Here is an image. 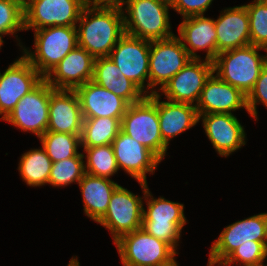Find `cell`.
<instances>
[{
  "label": "cell",
  "instance_id": "6da1fadb",
  "mask_svg": "<svg viewBox=\"0 0 267 266\" xmlns=\"http://www.w3.org/2000/svg\"><path fill=\"white\" fill-rule=\"evenodd\" d=\"M78 46L94 58L108 57L125 34L123 13L119 4L88 2L77 23Z\"/></svg>",
  "mask_w": 267,
  "mask_h": 266
},
{
  "label": "cell",
  "instance_id": "7a4b0ae2",
  "mask_svg": "<svg viewBox=\"0 0 267 266\" xmlns=\"http://www.w3.org/2000/svg\"><path fill=\"white\" fill-rule=\"evenodd\" d=\"M120 7L126 34L149 41L175 35L170 24V0H124Z\"/></svg>",
  "mask_w": 267,
  "mask_h": 266
},
{
  "label": "cell",
  "instance_id": "3957f363",
  "mask_svg": "<svg viewBox=\"0 0 267 266\" xmlns=\"http://www.w3.org/2000/svg\"><path fill=\"white\" fill-rule=\"evenodd\" d=\"M261 50L250 44L221 52L213 61V72L247 96L265 66Z\"/></svg>",
  "mask_w": 267,
  "mask_h": 266
},
{
  "label": "cell",
  "instance_id": "277c9868",
  "mask_svg": "<svg viewBox=\"0 0 267 266\" xmlns=\"http://www.w3.org/2000/svg\"><path fill=\"white\" fill-rule=\"evenodd\" d=\"M34 31L32 51L20 48L22 55L45 77L71 50L78 46L76 26H53ZM29 49V50H28Z\"/></svg>",
  "mask_w": 267,
  "mask_h": 266
},
{
  "label": "cell",
  "instance_id": "5b68a950",
  "mask_svg": "<svg viewBox=\"0 0 267 266\" xmlns=\"http://www.w3.org/2000/svg\"><path fill=\"white\" fill-rule=\"evenodd\" d=\"M121 130L151 150L161 161L168 146L163 142L157 112V93L129 104L121 120Z\"/></svg>",
  "mask_w": 267,
  "mask_h": 266
},
{
  "label": "cell",
  "instance_id": "8992f818",
  "mask_svg": "<svg viewBox=\"0 0 267 266\" xmlns=\"http://www.w3.org/2000/svg\"><path fill=\"white\" fill-rule=\"evenodd\" d=\"M142 228L150 235L178 249L182 229L187 224L183 203L170 201L163 196L154 198L146 183Z\"/></svg>",
  "mask_w": 267,
  "mask_h": 266
},
{
  "label": "cell",
  "instance_id": "52a82bcc",
  "mask_svg": "<svg viewBox=\"0 0 267 266\" xmlns=\"http://www.w3.org/2000/svg\"><path fill=\"white\" fill-rule=\"evenodd\" d=\"M123 266H176L177 251L143 228L121 236L114 242Z\"/></svg>",
  "mask_w": 267,
  "mask_h": 266
},
{
  "label": "cell",
  "instance_id": "ba28073f",
  "mask_svg": "<svg viewBox=\"0 0 267 266\" xmlns=\"http://www.w3.org/2000/svg\"><path fill=\"white\" fill-rule=\"evenodd\" d=\"M138 183L143 190L142 197L119 185L112 193L105 215L97 222L110 231L113 243L142 228L146 183Z\"/></svg>",
  "mask_w": 267,
  "mask_h": 266
},
{
  "label": "cell",
  "instance_id": "9c48e42d",
  "mask_svg": "<svg viewBox=\"0 0 267 266\" xmlns=\"http://www.w3.org/2000/svg\"><path fill=\"white\" fill-rule=\"evenodd\" d=\"M191 59L177 35L150 41L149 95L159 92Z\"/></svg>",
  "mask_w": 267,
  "mask_h": 266
},
{
  "label": "cell",
  "instance_id": "30bf717a",
  "mask_svg": "<svg viewBox=\"0 0 267 266\" xmlns=\"http://www.w3.org/2000/svg\"><path fill=\"white\" fill-rule=\"evenodd\" d=\"M54 90L44 79L35 89L18 101L3 121L40 138L47 131L50 94Z\"/></svg>",
  "mask_w": 267,
  "mask_h": 266
},
{
  "label": "cell",
  "instance_id": "8fae6325",
  "mask_svg": "<svg viewBox=\"0 0 267 266\" xmlns=\"http://www.w3.org/2000/svg\"><path fill=\"white\" fill-rule=\"evenodd\" d=\"M87 0H29L24 6L25 31L53 26H77Z\"/></svg>",
  "mask_w": 267,
  "mask_h": 266
},
{
  "label": "cell",
  "instance_id": "7c38bea8",
  "mask_svg": "<svg viewBox=\"0 0 267 266\" xmlns=\"http://www.w3.org/2000/svg\"><path fill=\"white\" fill-rule=\"evenodd\" d=\"M149 55V40L125 33L108 57L124 76L133 81L146 95H149Z\"/></svg>",
  "mask_w": 267,
  "mask_h": 266
},
{
  "label": "cell",
  "instance_id": "4fadbf2b",
  "mask_svg": "<svg viewBox=\"0 0 267 266\" xmlns=\"http://www.w3.org/2000/svg\"><path fill=\"white\" fill-rule=\"evenodd\" d=\"M267 242V213H260L227 225L212 242L208 264L218 266L246 241Z\"/></svg>",
  "mask_w": 267,
  "mask_h": 266
},
{
  "label": "cell",
  "instance_id": "5bb4252c",
  "mask_svg": "<svg viewBox=\"0 0 267 266\" xmlns=\"http://www.w3.org/2000/svg\"><path fill=\"white\" fill-rule=\"evenodd\" d=\"M44 77L23 56L0 71V120H4L18 101L35 89Z\"/></svg>",
  "mask_w": 267,
  "mask_h": 266
},
{
  "label": "cell",
  "instance_id": "9a60e30c",
  "mask_svg": "<svg viewBox=\"0 0 267 266\" xmlns=\"http://www.w3.org/2000/svg\"><path fill=\"white\" fill-rule=\"evenodd\" d=\"M212 73L213 62L191 59L157 93L164 95L167 100L196 106L204 84Z\"/></svg>",
  "mask_w": 267,
  "mask_h": 266
},
{
  "label": "cell",
  "instance_id": "2e32d148",
  "mask_svg": "<svg viewBox=\"0 0 267 266\" xmlns=\"http://www.w3.org/2000/svg\"><path fill=\"white\" fill-rule=\"evenodd\" d=\"M114 155L120 169L137 182H147V173L153 174L161 160L147 147L122 130L112 142Z\"/></svg>",
  "mask_w": 267,
  "mask_h": 266
},
{
  "label": "cell",
  "instance_id": "e0dca14e",
  "mask_svg": "<svg viewBox=\"0 0 267 266\" xmlns=\"http://www.w3.org/2000/svg\"><path fill=\"white\" fill-rule=\"evenodd\" d=\"M200 120L206 136L220 157H228L246 145L245 128L234 114H204L199 115Z\"/></svg>",
  "mask_w": 267,
  "mask_h": 266
},
{
  "label": "cell",
  "instance_id": "ac0fdd59",
  "mask_svg": "<svg viewBox=\"0 0 267 266\" xmlns=\"http://www.w3.org/2000/svg\"><path fill=\"white\" fill-rule=\"evenodd\" d=\"M95 58L84 48L71 50L44 79L57 90H75L93 78Z\"/></svg>",
  "mask_w": 267,
  "mask_h": 266
},
{
  "label": "cell",
  "instance_id": "d6986e66",
  "mask_svg": "<svg viewBox=\"0 0 267 266\" xmlns=\"http://www.w3.org/2000/svg\"><path fill=\"white\" fill-rule=\"evenodd\" d=\"M198 115L234 114L238 109H246V95L229 83L221 80L214 72L206 80L196 104Z\"/></svg>",
  "mask_w": 267,
  "mask_h": 266
},
{
  "label": "cell",
  "instance_id": "ffe728a7",
  "mask_svg": "<svg viewBox=\"0 0 267 266\" xmlns=\"http://www.w3.org/2000/svg\"><path fill=\"white\" fill-rule=\"evenodd\" d=\"M178 37L192 59H201L197 51H206L205 60L213 62L217 56L216 29L214 18L204 15L182 19L178 26Z\"/></svg>",
  "mask_w": 267,
  "mask_h": 266
},
{
  "label": "cell",
  "instance_id": "44dd1931",
  "mask_svg": "<svg viewBox=\"0 0 267 266\" xmlns=\"http://www.w3.org/2000/svg\"><path fill=\"white\" fill-rule=\"evenodd\" d=\"M79 98L83 119L122 118L129 103L122 97L96 84L92 80L74 90Z\"/></svg>",
  "mask_w": 267,
  "mask_h": 266
},
{
  "label": "cell",
  "instance_id": "7402d4cb",
  "mask_svg": "<svg viewBox=\"0 0 267 266\" xmlns=\"http://www.w3.org/2000/svg\"><path fill=\"white\" fill-rule=\"evenodd\" d=\"M217 55L221 52L250 45L249 16L245 5L225 8L214 19Z\"/></svg>",
  "mask_w": 267,
  "mask_h": 266
},
{
  "label": "cell",
  "instance_id": "603a6c76",
  "mask_svg": "<svg viewBox=\"0 0 267 266\" xmlns=\"http://www.w3.org/2000/svg\"><path fill=\"white\" fill-rule=\"evenodd\" d=\"M47 131L81 134L83 115L74 90H57L50 94Z\"/></svg>",
  "mask_w": 267,
  "mask_h": 266
},
{
  "label": "cell",
  "instance_id": "cb8c5ba5",
  "mask_svg": "<svg viewBox=\"0 0 267 266\" xmlns=\"http://www.w3.org/2000/svg\"><path fill=\"white\" fill-rule=\"evenodd\" d=\"M157 93V112L163 142L168 146L170 141L199 123L195 105L170 100L160 101Z\"/></svg>",
  "mask_w": 267,
  "mask_h": 266
},
{
  "label": "cell",
  "instance_id": "d4e9b609",
  "mask_svg": "<svg viewBox=\"0 0 267 266\" xmlns=\"http://www.w3.org/2000/svg\"><path fill=\"white\" fill-rule=\"evenodd\" d=\"M92 81L122 97L129 104L137 103L146 96L133 81L122 74L109 57L95 58Z\"/></svg>",
  "mask_w": 267,
  "mask_h": 266
},
{
  "label": "cell",
  "instance_id": "484cf974",
  "mask_svg": "<svg viewBox=\"0 0 267 266\" xmlns=\"http://www.w3.org/2000/svg\"><path fill=\"white\" fill-rule=\"evenodd\" d=\"M78 185L83 198L84 215L97 223L105 215L112 193L119 184L85 173Z\"/></svg>",
  "mask_w": 267,
  "mask_h": 266
},
{
  "label": "cell",
  "instance_id": "4316f807",
  "mask_svg": "<svg viewBox=\"0 0 267 266\" xmlns=\"http://www.w3.org/2000/svg\"><path fill=\"white\" fill-rule=\"evenodd\" d=\"M52 161L41 146L20 156L18 163L19 174L28 186L40 187L48 184Z\"/></svg>",
  "mask_w": 267,
  "mask_h": 266
},
{
  "label": "cell",
  "instance_id": "83f0119b",
  "mask_svg": "<svg viewBox=\"0 0 267 266\" xmlns=\"http://www.w3.org/2000/svg\"><path fill=\"white\" fill-rule=\"evenodd\" d=\"M122 118L98 117L83 120L81 147L112 144L121 130Z\"/></svg>",
  "mask_w": 267,
  "mask_h": 266
},
{
  "label": "cell",
  "instance_id": "f1b7e54d",
  "mask_svg": "<svg viewBox=\"0 0 267 266\" xmlns=\"http://www.w3.org/2000/svg\"><path fill=\"white\" fill-rule=\"evenodd\" d=\"M39 140L52 163L83 154V151H78L81 148V134L46 131Z\"/></svg>",
  "mask_w": 267,
  "mask_h": 266
},
{
  "label": "cell",
  "instance_id": "f546056e",
  "mask_svg": "<svg viewBox=\"0 0 267 266\" xmlns=\"http://www.w3.org/2000/svg\"><path fill=\"white\" fill-rule=\"evenodd\" d=\"M81 148L84 149L83 156L86 159L84 160L85 173L108 179L118 173L119 167L112 144Z\"/></svg>",
  "mask_w": 267,
  "mask_h": 266
},
{
  "label": "cell",
  "instance_id": "4dcf8cb0",
  "mask_svg": "<svg viewBox=\"0 0 267 266\" xmlns=\"http://www.w3.org/2000/svg\"><path fill=\"white\" fill-rule=\"evenodd\" d=\"M83 154L52 163L48 184L53 187H66L79 183L85 174Z\"/></svg>",
  "mask_w": 267,
  "mask_h": 266
},
{
  "label": "cell",
  "instance_id": "1f68e13d",
  "mask_svg": "<svg viewBox=\"0 0 267 266\" xmlns=\"http://www.w3.org/2000/svg\"><path fill=\"white\" fill-rule=\"evenodd\" d=\"M267 242L246 241L233 250L218 266H265Z\"/></svg>",
  "mask_w": 267,
  "mask_h": 266
},
{
  "label": "cell",
  "instance_id": "d6a6232c",
  "mask_svg": "<svg viewBox=\"0 0 267 266\" xmlns=\"http://www.w3.org/2000/svg\"><path fill=\"white\" fill-rule=\"evenodd\" d=\"M24 6L15 0H0V38L4 35L15 36L18 46L23 47L16 35L24 31Z\"/></svg>",
  "mask_w": 267,
  "mask_h": 266
},
{
  "label": "cell",
  "instance_id": "836d02e7",
  "mask_svg": "<svg viewBox=\"0 0 267 266\" xmlns=\"http://www.w3.org/2000/svg\"><path fill=\"white\" fill-rule=\"evenodd\" d=\"M245 6L249 16L250 43L263 47L267 44V0H253Z\"/></svg>",
  "mask_w": 267,
  "mask_h": 266
},
{
  "label": "cell",
  "instance_id": "e575fe53",
  "mask_svg": "<svg viewBox=\"0 0 267 266\" xmlns=\"http://www.w3.org/2000/svg\"><path fill=\"white\" fill-rule=\"evenodd\" d=\"M246 102L248 114L257 121V105L263 104L267 109V66H264L253 89L246 96Z\"/></svg>",
  "mask_w": 267,
  "mask_h": 266
},
{
  "label": "cell",
  "instance_id": "d590c367",
  "mask_svg": "<svg viewBox=\"0 0 267 266\" xmlns=\"http://www.w3.org/2000/svg\"><path fill=\"white\" fill-rule=\"evenodd\" d=\"M213 0H170L171 9L181 15L182 19L190 16L204 15Z\"/></svg>",
  "mask_w": 267,
  "mask_h": 266
},
{
  "label": "cell",
  "instance_id": "8d00e7d4",
  "mask_svg": "<svg viewBox=\"0 0 267 266\" xmlns=\"http://www.w3.org/2000/svg\"><path fill=\"white\" fill-rule=\"evenodd\" d=\"M90 3L96 4H119L122 3L124 0H87Z\"/></svg>",
  "mask_w": 267,
  "mask_h": 266
},
{
  "label": "cell",
  "instance_id": "74e56055",
  "mask_svg": "<svg viewBox=\"0 0 267 266\" xmlns=\"http://www.w3.org/2000/svg\"><path fill=\"white\" fill-rule=\"evenodd\" d=\"M67 266H80V262L78 260V257L77 256L72 257Z\"/></svg>",
  "mask_w": 267,
  "mask_h": 266
},
{
  "label": "cell",
  "instance_id": "f35d334b",
  "mask_svg": "<svg viewBox=\"0 0 267 266\" xmlns=\"http://www.w3.org/2000/svg\"><path fill=\"white\" fill-rule=\"evenodd\" d=\"M265 51L266 54L264 55V63H265V66H267V44H265L263 47H262V51Z\"/></svg>",
  "mask_w": 267,
  "mask_h": 266
},
{
  "label": "cell",
  "instance_id": "ab89813d",
  "mask_svg": "<svg viewBox=\"0 0 267 266\" xmlns=\"http://www.w3.org/2000/svg\"><path fill=\"white\" fill-rule=\"evenodd\" d=\"M20 3L22 6H25L29 0H15Z\"/></svg>",
  "mask_w": 267,
  "mask_h": 266
},
{
  "label": "cell",
  "instance_id": "60d3db41",
  "mask_svg": "<svg viewBox=\"0 0 267 266\" xmlns=\"http://www.w3.org/2000/svg\"><path fill=\"white\" fill-rule=\"evenodd\" d=\"M3 43H4V40H2V39L0 38V49H1V47L3 46Z\"/></svg>",
  "mask_w": 267,
  "mask_h": 266
}]
</instances>
